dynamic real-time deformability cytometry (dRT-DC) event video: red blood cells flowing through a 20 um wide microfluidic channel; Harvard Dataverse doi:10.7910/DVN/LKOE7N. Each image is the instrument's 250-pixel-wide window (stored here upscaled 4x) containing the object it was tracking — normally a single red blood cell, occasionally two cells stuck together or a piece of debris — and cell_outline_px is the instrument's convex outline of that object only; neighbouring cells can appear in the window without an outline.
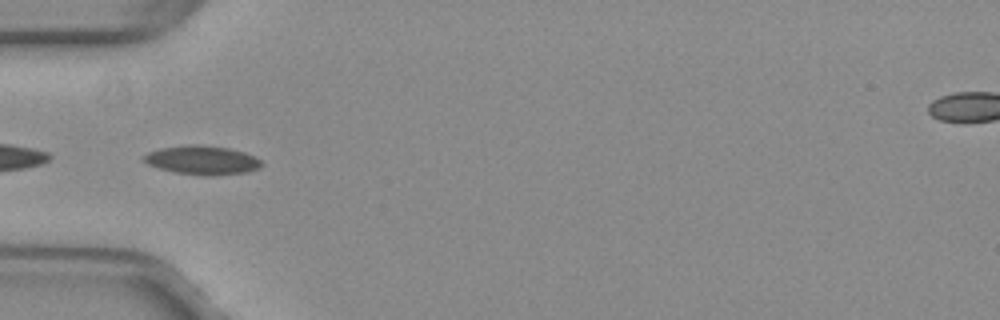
{"species": "common noctule bat (a hibernating species)", "species_latin": "Nyctalus noctula", "temperature_condition": "warm", "stored_images_in_passage": 42, "camera_frame_rate_fps": 3000, "um_per_image_px": 0.085, "animal": {"sex": "female", "body_mass_g": 29.2, "forearm_length_mm": 56.3}, "frame": {"image": 1, "passage_image": 7, "time_ms": 2.0, "image_size_px": [1000, 320], "cell_outline_px": [[264, 164], [260, 168], [248, 172], [216, 176], [200, 176], [176, 172], [160, 168], [148, 164], [140, 160], [148, 152], [160, 148], [192, 144], [196, 144], [228, 148], [244, 152], [260, 160]], "centroid_in_image_um": [17.19, 13.62], "position_along_channel_um": 67.8, "area_um2": 19.94}}
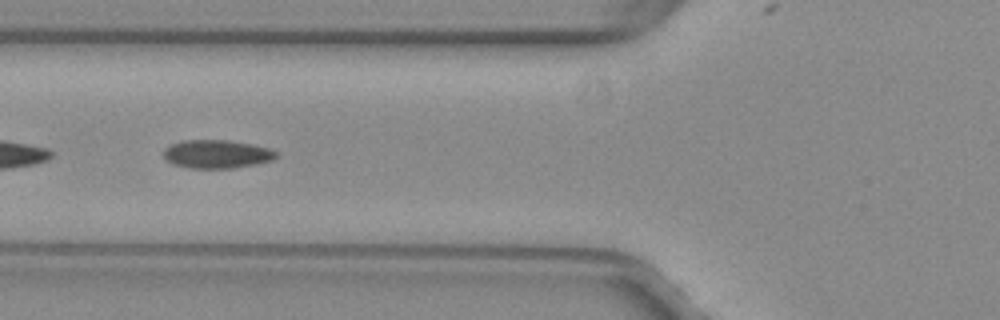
{"frame": {"image": 2, "passage_image": 10, "time_ms": 3.0, "image_size_px": [1000, 320], "cell_outline_px": [[280, 156], [272, 160], [256, 164], [232, 168], [188, 168], [172, 164], [164, 160], [164, 148], [172, 144], [184, 140], [228, 140], [268, 148], [276, 152]], "centroid_in_image_um": [18.4, 13.1], "position_along_channel_um": 107.4, "area_um2": 18.61}}
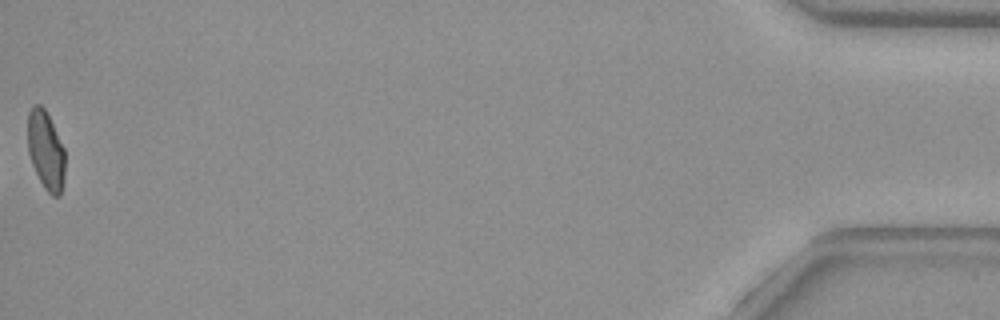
{"frame": {"image": 3, "passage_image": 42, "time_ms": 13.667, "image_size_px": [1000, 320], "cell_outline_px": [[64, 176], [60, 196], [52, 196], [44, 188], [32, 164], [28, 152], [28, 112], [36, 104], [40, 104], [44, 108], [64, 148]], "centroid_in_image_um": [3.88, 12.8], "position_along_channel_um": 431.3, "area_um2": 16.82}, "authors_computed_cell_mechanics": {"area_um2": 18.3226, "velocity_mm_per_s": 3.988, "shape_relaxation_time_tau1_ms": 5.2966, "shape_relaxation_time_tau2_ms": 1.6743, "deformation_change_tau1": 0.1607, "deformation_change_tau2": 0.0753}}